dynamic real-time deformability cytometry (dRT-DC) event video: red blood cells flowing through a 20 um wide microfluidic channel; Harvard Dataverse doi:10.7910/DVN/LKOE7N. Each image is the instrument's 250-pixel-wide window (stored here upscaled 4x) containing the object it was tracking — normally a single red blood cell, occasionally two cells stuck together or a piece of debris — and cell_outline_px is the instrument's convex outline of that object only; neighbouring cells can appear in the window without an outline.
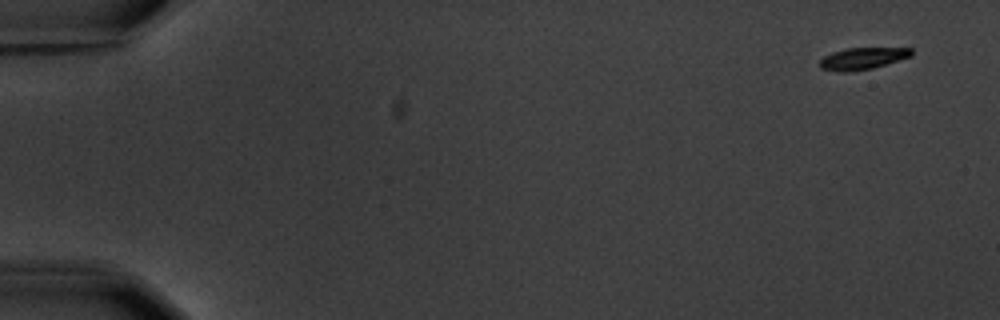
{"species": "common noctule bat (a hibernating species)", "species_latin": "Nyctalus noctula", "temperature_condition": "warm", "stored_images_in_passage": 9, "camera_frame_rate_fps": 3000, "um_per_image_px": 0.085, "animal": {"sex": "male", "body_mass_g": 20.1, "forearm_length_mm": 53.5}, "frame": {"image": 1, "passage_image": 1, "time_ms": 0.0, "image_size_px": [1000, 320], "cell_outline_px": [[912, 56], [872, 68], [848, 72], [840, 72], [820, 68], [820, 60], [824, 56], [832, 52], [848, 48], [912, 48]], "centroid_in_image_um": [73.3, 4.97], "position_along_channel_um": 11.7, "area_um2": 11.56}}
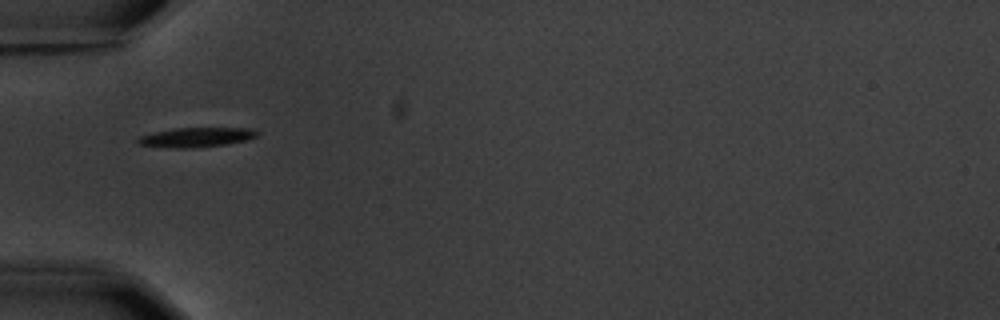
{"frame": {"image": 2, "passage_image": 6, "time_ms": 5.667, "image_size_px": [1000, 320], "cell_outline_px": [[260, 132], [256, 136], [244, 140], [224, 144], [188, 148], [176, 148], [140, 144], [136, 140], [140, 136], [152, 132], [172, 128], [252, 128]], "centroid_in_image_um": [16.67, 11.65], "position_along_channel_um": 68.3, "area_um2": 13.35}}
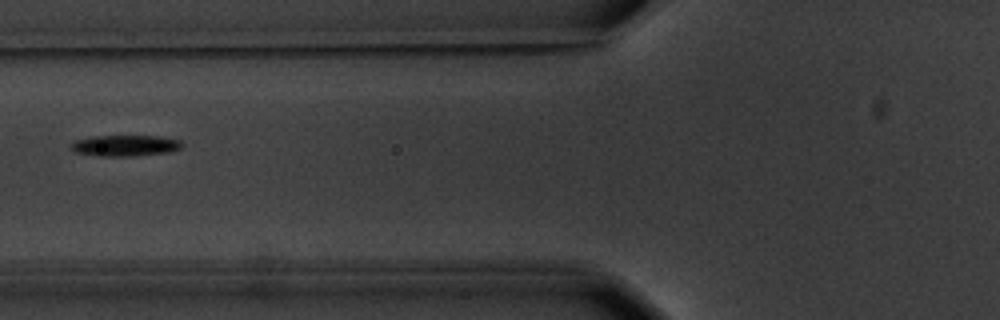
{"frame": {"image": 3, "passage_image": 7, "time_ms": 7.0, "image_size_px": [1000, 320], "cell_outline_px": [[184, 144], [180, 148], [168, 152], [132, 156], [96, 156], [76, 152], [72, 148], [72, 140], [88, 136], [160, 136], [180, 140]], "centroid_in_image_um": [10.61, 12.36], "position_along_channel_um": 115.2, "area_um2": 13.7}}